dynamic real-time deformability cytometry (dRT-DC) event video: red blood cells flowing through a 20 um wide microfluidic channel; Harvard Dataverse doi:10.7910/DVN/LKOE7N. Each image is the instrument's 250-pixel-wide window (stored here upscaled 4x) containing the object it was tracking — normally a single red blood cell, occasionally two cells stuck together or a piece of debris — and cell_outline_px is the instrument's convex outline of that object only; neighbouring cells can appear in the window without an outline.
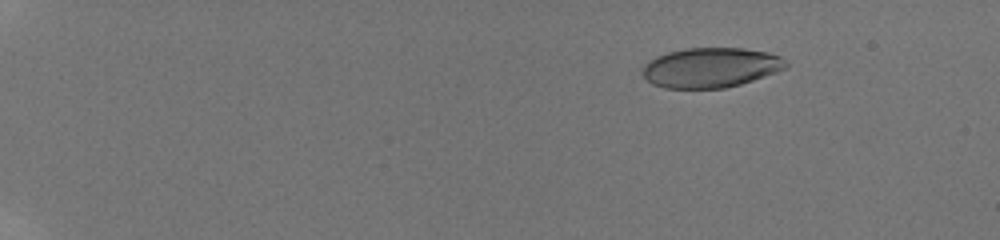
{"species": "human", "species_latin": "Homo sapiens", "temperature_condition": "room temperature", "stored_images_in_passage": 14, "camera_frame_rate_fps": 3000, "um_per_image_px": 0.085, "donor": {"sex": "male"}, "frame": {"image": 1, "passage_image": 3, "time_ms": 1.333, "image_size_px": [1000, 240], "cell_outline_px": [[788, 68], [740, 84], [724, 88], [664, 88], [652, 84], [640, 72], [640, 68], [648, 60], [656, 56], [668, 52], [684, 48], [744, 48], [768, 52], [780, 56], [788, 64]], "centroid_in_image_um": [60.38, 5.74], "position_along_channel_um": 24.6, "area_um2": 33.52}}
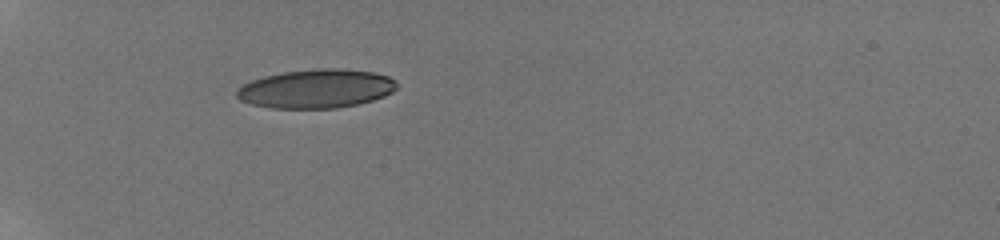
{"frame": {"image": 2, "passage_image": 14, "time_ms": 5.333, "image_size_px": [1000, 240], "cell_outline_px": [[396, 88], [392, 92], [384, 96], [372, 100], [356, 104], [336, 108], [268, 108], [252, 104], [240, 100], [236, 96], [236, 88], [252, 80], [264, 76], [284, 72], [320, 68], [340, 68], [372, 72], [388, 76], [396, 80]], "centroid_in_image_um": [26.86, 7.54], "position_along_channel_um": 58.1, "area_um2": 36.18}}